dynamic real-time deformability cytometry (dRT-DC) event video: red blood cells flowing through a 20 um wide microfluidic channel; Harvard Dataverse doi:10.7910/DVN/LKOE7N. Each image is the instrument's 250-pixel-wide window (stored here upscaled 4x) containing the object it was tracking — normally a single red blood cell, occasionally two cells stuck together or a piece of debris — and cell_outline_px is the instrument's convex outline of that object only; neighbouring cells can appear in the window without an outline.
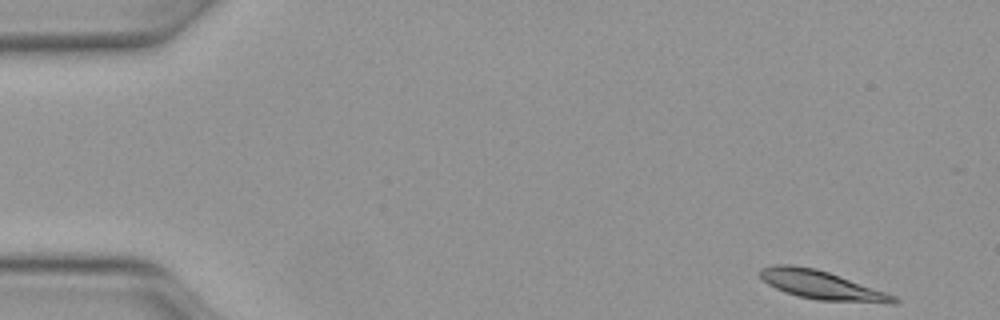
{"species": "Egyptian fruit bat (a non-hibernating species)", "species_latin": "Rousettus aegyptiacus", "temperature_condition": "warm", "stored_images_in_passage": 45, "camera_frame_rate_fps": 3000, "um_per_image_px": 0.085, "animal": {"sex": "female"}, "frame": {"image": 1, "passage_image": 1, "time_ms": 0.0, "image_size_px": [1000, 320], "cell_outline_px": [[900, 300], [896, 304], [892, 304], [816, 300], [796, 296], [784, 292], [768, 284], [760, 276], [760, 268], [776, 264], [792, 264], [816, 268], [828, 272], [896, 296]], "centroid_in_image_um": [69.84, 24.24], "position_along_channel_um": 15.2, "area_um2": 22.43}}
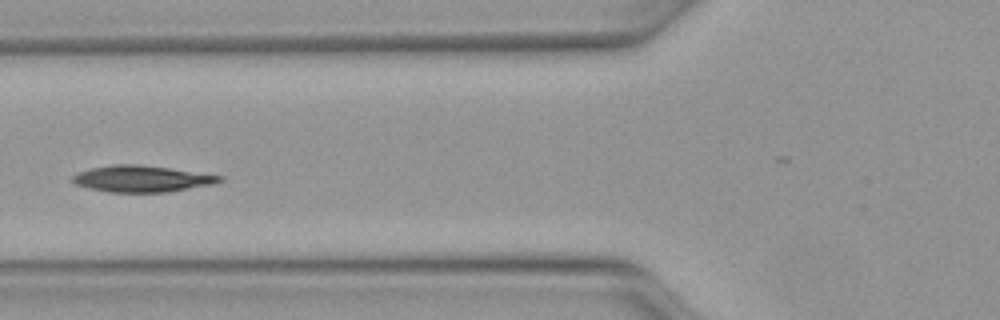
{"frame": {"image": 2, "passage_image": 17, "time_ms": 5.333, "image_size_px": [1000, 320], "cell_outline_px": [[224, 180], [212, 184], [168, 192], [108, 192], [76, 184], [72, 180], [72, 176], [80, 172], [92, 168], [112, 164], [140, 164], [224, 176]], "centroid_in_image_um": [12.08, 15.19], "position_along_channel_um": 113.7, "area_um2": 22.37}}
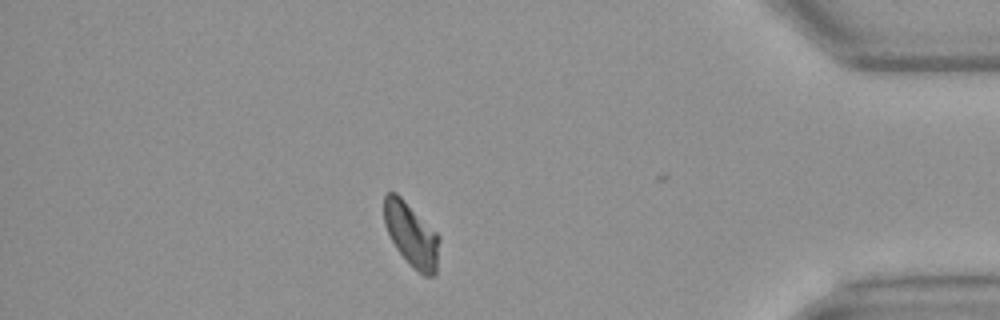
{"frame": {"image": 3, "passage_image": 41, "time_ms": 13.333, "image_size_px": [1000, 320], "cell_outline_px": [[440, 240], [436, 276], [424, 276], [396, 248], [384, 224], [384, 196], [388, 192], [396, 192], [440, 236]], "centroid_in_image_um": [34.98, 19.94], "position_along_channel_um": 400.2, "area_um2": 20.11}, "authors_computed_cell_mechanics": {"area_um2": 21.964, "velocity_mm_per_s": 4.0708, "shape_relaxation_time_tau1_ms": 6.3417, "shape_relaxation_time_tau2_ms": 6.2058, "deformation_change_tau1": 0.1533, "deformation_change_tau2": 0.0922}}